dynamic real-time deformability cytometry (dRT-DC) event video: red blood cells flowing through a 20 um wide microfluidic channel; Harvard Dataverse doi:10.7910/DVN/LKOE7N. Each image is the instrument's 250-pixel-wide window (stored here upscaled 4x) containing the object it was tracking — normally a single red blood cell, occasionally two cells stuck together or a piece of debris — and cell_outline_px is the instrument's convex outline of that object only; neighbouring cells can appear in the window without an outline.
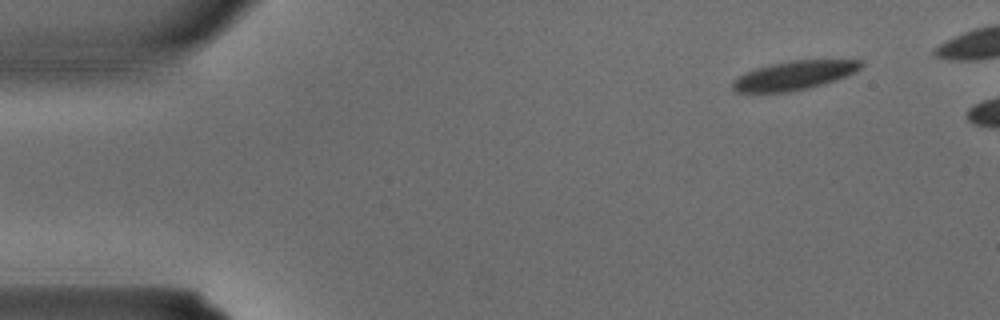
{"species": "common noctule bat (a hibernating species)", "species_latin": "Nyctalus noctula", "temperature_condition": "warm", "stored_images_in_passage": 2, "camera_frame_rate_fps": 3000, "um_per_image_px": 0.085, "animal": {"sex": "male", "body_mass_g": 15.6}, "frame": {"image": 1, "passage_image": 1, "time_ms": 0.0, "image_size_px": [1000, 320], "cell_outline_px": [[864, 64], [860, 68], [844, 76], [808, 88], [788, 92], [736, 92], [732, 88], [732, 84], [744, 72], [768, 64], [792, 60], [864, 60]], "centroid_in_image_um": [67.47, 6.39], "position_along_channel_um": 17.5, "area_um2": 21.21}}